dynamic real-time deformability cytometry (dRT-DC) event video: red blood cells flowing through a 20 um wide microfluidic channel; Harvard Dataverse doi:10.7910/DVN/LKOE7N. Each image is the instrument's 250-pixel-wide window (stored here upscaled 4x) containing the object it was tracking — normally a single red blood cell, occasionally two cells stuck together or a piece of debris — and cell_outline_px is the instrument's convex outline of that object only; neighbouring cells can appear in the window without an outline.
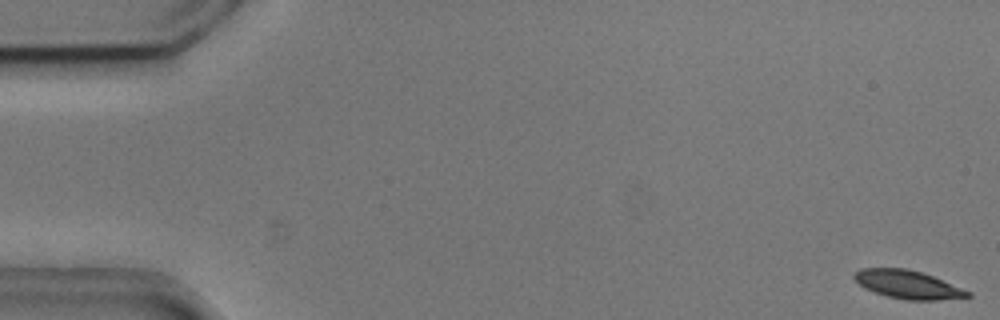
{"species": "common noctule bat (a hibernating species)", "species_latin": "Nyctalus noctula", "temperature_condition": "cold", "stored_images_in_passage": 5, "camera_frame_rate_fps": 3000, "um_per_image_px": 0.085, "animal": {"sex": "male", "body_mass_g": 20.5, "forearm_length_mm": 52.5}, "frame": {"image": 1, "passage_image": 1, "time_ms": 0.0, "image_size_px": [1000, 320], "cell_outline_px": [[972, 296], [940, 300], [904, 300], [888, 296], [864, 288], [852, 276], [852, 272], [860, 268], [904, 268], [920, 272], [932, 276], [972, 292]], "centroid_in_image_um": [77.14, 24.18], "position_along_channel_um": 7.9, "area_um2": 18.61}}